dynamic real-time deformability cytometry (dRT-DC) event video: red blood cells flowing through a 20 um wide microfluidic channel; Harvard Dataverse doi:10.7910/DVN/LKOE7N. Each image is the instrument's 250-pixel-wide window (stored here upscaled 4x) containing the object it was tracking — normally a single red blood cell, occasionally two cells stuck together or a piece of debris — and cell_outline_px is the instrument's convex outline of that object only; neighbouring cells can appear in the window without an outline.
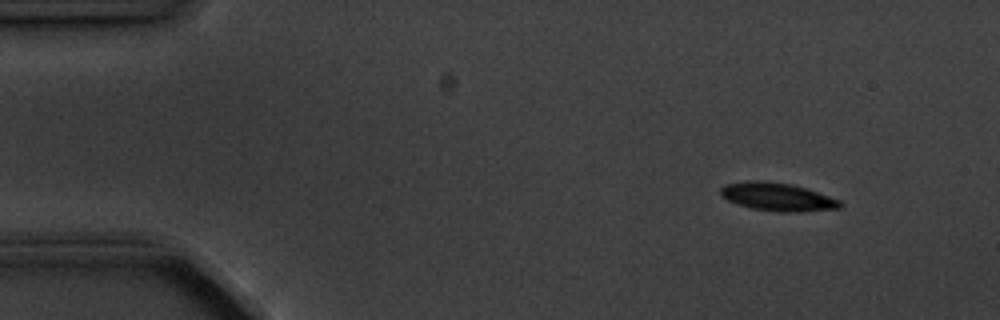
{"species": "common noctule bat (a hibernating species)", "species_latin": "Nyctalus noctula", "temperature_condition": "cold", "stored_images_in_passage": 4, "camera_frame_rate_fps": 3000, "um_per_image_px": 0.085, "animal": {"sex": "male", "body_mass_g": 20.1, "forearm_length_mm": 53.5}, "frame": {"image": 1, "passage_image": 2, "time_ms": 1.333, "image_size_px": [1000, 320], "cell_outline_px": [[844, 204], [840, 208], [796, 212], [780, 212], [752, 208], [728, 200], [720, 196], [720, 188], [724, 184], [748, 180], [760, 180], [792, 184], [840, 200]], "centroid_in_image_um": [66.05, 16.72], "position_along_channel_um": 18.9, "area_um2": 19.48}}